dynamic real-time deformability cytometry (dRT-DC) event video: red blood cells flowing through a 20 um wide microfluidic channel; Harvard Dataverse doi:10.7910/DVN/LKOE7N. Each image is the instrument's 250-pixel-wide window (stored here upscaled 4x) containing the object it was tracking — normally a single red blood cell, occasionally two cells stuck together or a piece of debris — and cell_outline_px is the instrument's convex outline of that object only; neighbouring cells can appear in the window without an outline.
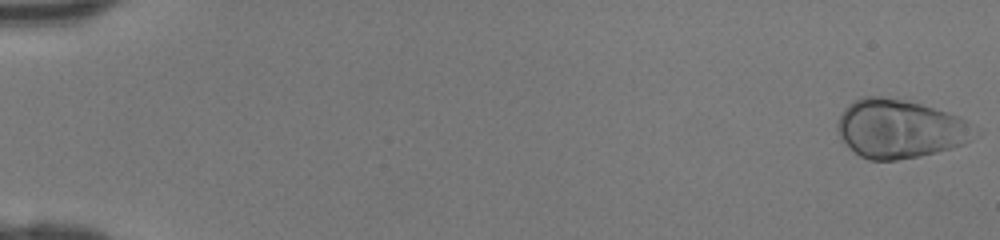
{"species": "human", "species_latin": "Homo sapiens", "temperature_condition": "room temperature", "stored_images_in_passage": 46, "camera_frame_rate_fps": 3000, "um_per_image_px": 0.085, "donor": {"sex": "female"}, "frame": {"image": 1, "passage_image": 1, "time_ms": 0.0, "image_size_px": [1000, 240], "cell_outline_px": [[968, 140], [964, 144], [936, 152], [920, 156], [896, 160], [868, 160], [860, 156], [848, 148], [840, 136], [836, 124], [844, 108], [852, 100], [860, 96], [880, 96], [904, 100], [920, 104], [948, 112], [960, 116], [964, 120]], "centroid_in_image_um": [76.32, 10.94], "position_along_channel_um": 8.7, "area_um2": 45.95}}
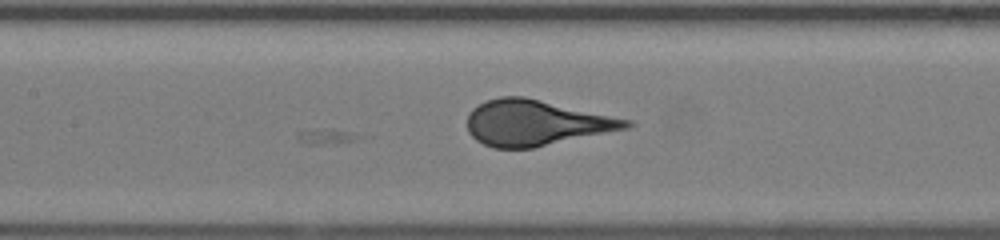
{"frame": {"image": 2, "passage_image": 23, "time_ms": 7.333, "image_size_px": [1000, 240], "cell_outline_px": [[636, 124], [628, 128], [532, 148], [492, 148], [476, 140], [468, 132], [468, 116], [472, 108], [488, 100], [500, 96], [524, 96], [632, 120]], "centroid_in_image_um": [45.55, 10.44], "position_along_channel_um": 161.8, "area_um2": 42.08}}
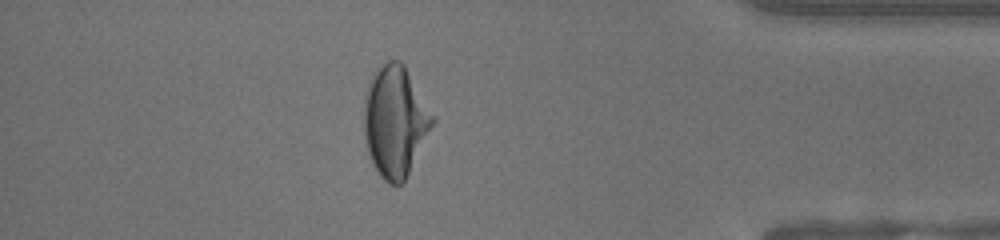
{"frame": {"image": 3, "passage_image": 41, "time_ms": 13.333, "image_size_px": [1000, 240], "cell_outline_px": [[436, 120], [404, 180], [400, 184], [388, 184], [380, 176], [372, 164], [368, 156], [364, 136], [364, 96], [372, 76], [376, 68], [388, 60], [400, 60], [404, 64]], "centroid_in_image_um": [33.56, 10.3], "position_along_channel_um": 401.6, "area_um2": 44.1}}